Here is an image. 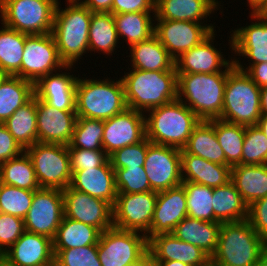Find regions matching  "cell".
Wrapping results in <instances>:
<instances>
[{
	"label": "cell",
	"mask_w": 267,
	"mask_h": 266,
	"mask_svg": "<svg viewBox=\"0 0 267 266\" xmlns=\"http://www.w3.org/2000/svg\"><path fill=\"white\" fill-rule=\"evenodd\" d=\"M65 9L58 2L52 35L65 65H72L89 53V28L92 12L79 0H66ZM60 5V6H59ZM85 53V54H84Z\"/></svg>",
	"instance_id": "obj_1"
},
{
	"label": "cell",
	"mask_w": 267,
	"mask_h": 266,
	"mask_svg": "<svg viewBox=\"0 0 267 266\" xmlns=\"http://www.w3.org/2000/svg\"><path fill=\"white\" fill-rule=\"evenodd\" d=\"M121 77L128 108L146 114L177 99V71H145L128 68ZM145 111V112H144Z\"/></svg>",
	"instance_id": "obj_2"
},
{
	"label": "cell",
	"mask_w": 267,
	"mask_h": 266,
	"mask_svg": "<svg viewBox=\"0 0 267 266\" xmlns=\"http://www.w3.org/2000/svg\"><path fill=\"white\" fill-rule=\"evenodd\" d=\"M267 250V242L248 220L222 223L211 266H254Z\"/></svg>",
	"instance_id": "obj_3"
},
{
	"label": "cell",
	"mask_w": 267,
	"mask_h": 266,
	"mask_svg": "<svg viewBox=\"0 0 267 266\" xmlns=\"http://www.w3.org/2000/svg\"><path fill=\"white\" fill-rule=\"evenodd\" d=\"M226 81L227 73L177 74V99L200 120L219 119L223 110Z\"/></svg>",
	"instance_id": "obj_4"
},
{
	"label": "cell",
	"mask_w": 267,
	"mask_h": 266,
	"mask_svg": "<svg viewBox=\"0 0 267 266\" xmlns=\"http://www.w3.org/2000/svg\"><path fill=\"white\" fill-rule=\"evenodd\" d=\"M79 78L76 83L77 117L107 120L123 111L128 106L122 79H87Z\"/></svg>",
	"instance_id": "obj_5"
},
{
	"label": "cell",
	"mask_w": 267,
	"mask_h": 266,
	"mask_svg": "<svg viewBox=\"0 0 267 266\" xmlns=\"http://www.w3.org/2000/svg\"><path fill=\"white\" fill-rule=\"evenodd\" d=\"M145 116L146 138L150 142L179 149L186 145L194 127L200 122L179 99L150 109Z\"/></svg>",
	"instance_id": "obj_6"
},
{
	"label": "cell",
	"mask_w": 267,
	"mask_h": 266,
	"mask_svg": "<svg viewBox=\"0 0 267 266\" xmlns=\"http://www.w3.org/2000/svg\"><path fill=\"white\" fill-rule=\"evenodd\" d=\"M261 117L260 88L234 65L228 68L223 110L219 119L243 126L256 125Z\"/></svg>",
	"instance_id": "obj_7"
},
{
	"label": "cell",
	"mask_w": 267,
	"mask_h": 266,
	"mask_svg": "<svg viewBox=\"0 0 267 266\" xmlns=\"http://www.w3.org/2000/svg\"><path fill=\"white\" fill-rule=\"evenodd\" d=\"M59 0H0L1 24L28 35L52 33Z\"/></svg>",
	"instance_id": "obj_8"
},
{
	"label": "cell",
	"mask_w": 267,
	"mask_h": 266,
	"mask_svg": "<svg viewBox=\"0 0 267 266\" xmlns=\"http://www.w3.org/2000/svg\"><path fill=\"white\" fill-rule=\"evenodd\" d=\"M25 152L32 161L40 188L63 190L70 186L72 173L68 146L36 142Z\"/></svg>",
	"instance_id": "obj_9"
},
{
	"label": "cell",
	"mask_w": 267,
	"mask_h": 266,
	"mask_svg": "<svg viewBox=\"0 0 267 266\" xmlns=\"http://www.w3.org/2000/svg\"><path fill=\"white\" fill-rule=\"evenodd\" d=\"M98 258L102 266H126L148 250L145 234L116 227L101 232Z\"/></svg>",
	"instance_id": "obj_10"
},
{
	"label": "cell",
	"mask_w": 267,
	"mask_h": 266,
	"mask_svg": "<svg viewBox=\"0 0 267 266\" xmlns=\"http://www.w3.org/2000/svg\"><path fill=\"white\" fill-rule=\"evenodd\" d=\"M52 33L27 35L20 68V77L34 84L45 75L64 70Z\"/></svg>",
	"instance_id": "obj_11"
},
{
	"label": "cell",
	"mask_w": 267,
	"mask_h": 266,
	"mask_svg": "<svg viewBox=\"0 0 267 266\" xmlns=\"http://www.w3.org/2000/svg\"><path fill=\"white\" fill-rule=\"evenodd\" d=\"M158 192L117 193L113 208V227L147 235L156 207Z\"/></svg>",
	"instance_id": "obj_12"
},
{
	"label": "cell",
	"mask_w": 267,
	"mask_h": 266,
	"mask_svg": "<svg viewBox=\"0 0 267 266\" xmlns=\"http://www.w3.org/2000/svg\"><path fill=\"white\" fill-rule=\"evenodd\" d=\"M64 217L63 192L60 189L35 190L31 207L24 217L25 230L55 238Z\"/></svg>",
	"instance_id": "obj_13"
},
{
	"label": "cell",
	"mask_w": 267,
	"mask_h": 266,
	"mask_svg": "<svg viewBox=\"0 0 267 266\" xmlns=\"http://www.w3.org/2000/svg\"><path fill=\"white\" fill-rule=\"evenodd\" d=\"M143 167L152 191L168 190L183 182L179 148L151 142Z\"/></svg>",
	"instance_id": "obj_14"
},
{
	"label": "cell",
	"mask_w": 267,
	"mask_h": 266,
	"mask_svg": "<svg viewBox=\"0 0 267 266\" xmlns=\"http://www.w3.org/2000/svg\"><path fill=\"white\" fill-rule=\"evenodd\" d=\"M154 23V34L174 60L201 43L215 30L212 23L208 25L178 20H155Z\"/></svg>",
	"instance_id": "obj_15"
},
{
	"label": "cell",
	"mask_w": 267,
	"mask_h": 266,
	"mask_svg": "<svg viewBox=\"0 0 267 266\" xmlns=\"http://www.w3.org/2000/svg\"><path fill=\"white\" fill-rule=\"evenodd\" d=\"M64 217L98 228L101 232L113 227L112 205L99 198L72 189L62 190Z\"/></svg>",
	"instance_id": "obj_16"
},
{
	"label": "cell",
	"mask_w": 267,
	"mask_h": 266,
	"mask_svg": "<svg viewBox=\"0 0 267 266\" xmlns=\"http://www.w3.org/2000/svg\"><path fill=\"white\" fill-rule=\"evenodd\" d=\"M145 113L127 108L104 120L103 150L109 156L123 147L137 144L146 138Z\"/></svg>",
	"instance_id": "obj_17"
},
{
	"label": "cell",
	"mask_w": 267,
	"mask_h": 266,
	"mask_svg": "<svg viewBox=\"0 0 267 266\" xmlns=\"http://www.w3.org/2000/svg\"><path fill=\"white\" fill-rule=\"evenodd\" d=\"M215 31L216 30L201 43L184 52L175 60L177 74L228 72V68L232 67L234 64L232 58H230L231 61L230 59H225L223 57L224 54H222L223 52L215 48Z\"/></svg>",
	"instance_id": "obj_18"
},
{
	"label": "cell",
	"mask_w": 267,
	"mask_h": 266,
	"mask_svg": "<svg viewBox=\"0 0 267 266\" xmlns=\"http://www.w3.org/2000/svg\"><path fill=\"white\" fill-rule=\"evenodd\" d=\"M64 69L66 72L60 69L59 73L42 76L34 84L35 96L58 110L75 111L78 77L67 72L71 71L72 65H66Z\"/></svg>",
	"instance_id": "obj_19"
},
{
	"label": "cell",
	"mask_w": 267,
	"mask_h": 266,
	"mask_svg": "<svg viewBox=\"0 0 267 266\" xmlns=\"http://www.w3.org/2000/svg\"><path fill=\"white\" fill-rule=\"evenodd\" d=\"M76 120V111L58 110L37 98L38 142L68 146Z\"/></svg>",
	"instance_id": "obj_20"
},
{
	"label": "cell",
	"mask_w": 267,
	"mask_h": 266,
	"mask_svg": "<svg viewBox=\"0 0 267 266\" xmlns=\"http://www.w3.org/2000/svg\"><path fill=\"white\" fill-rule=\"evenodd\" d=\"M187 217V200L184 186L158 192L156 207L147 240L158 234L172 233L173 229Z\"/></svg>",
	"instance_id": "obj_21"
},
{
	"label": "cell",
	"mask_w": 267,
	"mask_h": 266,
	"mask_svg": "<svg viewBox=\"0 0 267 266\" xmlns=\"http://www.w3.org/2000/svg\"><path fill=\"white\" fill-rule=\"evenodd\" d=\"M2 257L14 266H54L53 240L25 231Z\"/></svg>",
	"instance_id": "obj_22"
},
{
	"label": "cell",
	"mask_w": 267,
	"mask_h": 266,
	"mask_svg": "<svg viewBox=\"0 0 267 266\" xmlns=\"http://www.w3.org/2000/svg\"><path fill=\"white\" fill-rule=\"evenodd\" d=\"M250 25L232 30L229 45L233 54L246 57L249 65L267 62V20L250 14ZM257 21V22H256ZM231 38V39H230Z\"/></svg>",
	"instance_id": "obj_23"
},
{
	"label": "cell",
	"mask_w": 267,
	"mask_h": 266,
	"mask_svg": "<svg viewBox=\"0 0 267 266\" xmlns=\"http://www.w3.org/2000/svg\"><path fill=\"white\" fill-rule=\"evenodd\" d=\"M148 250L153 260H177L190 266H211V258L204 251L176 238L172 233L151 237Z\"/></svg>",
	"instance_id": "obj_24"
},
{
	"label": "cell",
	"mask_w": 267,
	"mask_h": 266,
	"mask_svg": "<svg viewBox=\"0 0 267 266\" xmlns=\"http://www.w3.org/2000/svg\"><path fill=\"white\" fill-rule=\"evenodd\" d=\"M70 187L114 205L117 197L115 172L109 158L99 167L72 173Z\"/></svg>",
	"instance_id": "obj_25"
},
{
	"label": "cell",
	"mask_w": 267,
	"mask_h": 266,
	"mask_svg": "<svg viewBox=\"0 0 267 266\" xmlns=\"http://www.w3.org/2000/svg\"><path fill=\"white\" fill-rule=\"evenodd\" d=\"M218 0H156L155 20L205 23L204 19L221 9ZM215 10V11H214ZM203 20V22H202Z\"/></svg>",
	"instance_id": "obj_26"
},
{
	"label": "cell",
	"mask_w": 267,
	"mask_h": 266,
	"mask_svg": "<svg viewBox=\"0 0 267 266\" xmlns=\"http://www.w3.org/2000/svg\"><path fill=\"white\" fill-rule=\"evenodd\" d=\"M182 180L205 185L220 187L231 181V169L228 165H221L207 161L199 156L188 154L181 149Z\"/></svg>",
	"instance_id": "obj_27"
},
{
	"label": "cell",
	"mask_w": 267,
	"mask_h": 266,
	"mask_svg": "<svg viewBox=\"0 0 267 266\" xmlns=\"http://www.w3.org/2000/svg\"><path fill=\"white\" fill-rule=\"evenodd\" d=\"M221 224L185 217L173 229L172 234L182 241L197 246L211 258L217 249Z\"/></svg>",
	"instance_id": "obj_28"
},
{
	"label": "cell",
	"mask_w": 267,
	"mask_h": 266,
	"mask_svg": "<svg viewBox=\"0 0 267 266\" xmlns=\"http://www.w3.org/2000/svg\"><path fill=\"white\" fill-rule=\"evenodd\" d=\"M131 68L145 71L176 70L175 60L154 34L130 47Z\"/></svg>",
	"instance_id": "obj_29"
},
{
	"label": "cell",
	"mask_w": 267,
	"mask_h": 266,
	"mask_svg": "<svg viewBox=\"0 0 267 266\" xmlns=\"http://www.w3.org/2000/svg\"><path fill=\"white\" fill-rule=\"evenodd\" d=\"M231 182L249 207L267 196V164L235 165L231 169Z\"/></svg>",
	"instance_id": "obj_30"
},
{
	"label": "cell",
	"mask_w": 267,
	"mask_h": 266,
	"mask_svg": "<svg viewBox=\"0 0 267 266\" xmlns=\"http://www.w3.org/2000/svg\"><path fill=\"white\" fill-rule=\"evenodd\" d=\"M182 149L188 154L199 156L207 161L226 165L224 151L216 138L213 119L200 120Z\"/></svg>",
	"instance_id": "obj_31"
},
{
	"label": "cell",
	"mask_w": 267,
	"mask_h": 266,
	"mask_svg": "<svg viewBox=\"0 0 267 266\" xmlns=\"http://www.w3.org/2000/svg\"><path fill=\"white\" fill-rule=\"evenodd\" d=\"M212 199L214 222L228 223L248 219V205L231 181L213 188Z\"/></svg>",
	"instance_id": "obj_32"
},
{
	"label": "cell",
	"mask_w": 267,
	"mask_h": 266,
	"mask_svg": "<svg viewBox=\"0 0 267 266\" xmlns=\"http://www.w3.org/2000/svg\"><path fill=\"white\" fill-rule=\"evenodd\" d=\"M4 124L24 150L38 142L37 97L18 108Z\"/></svg>",
	"instance_id": "obj_33"
},
{
	"label": "cell",
	"mask_w": 267,
	"mask_h": 266,
	"mask_svg": "<svg viewBox=\"0 0 267 266\" xmlns=\"http://www.w3.org/2000/svg\"><path fill=\"white\" fill-rule=\"evenodd\" d=\"M100 235L101 231L94 226L63 217L53 239V250L97 245Z\"/></svg>",
	"instance_id": "obj_34"
},
{
	"label": "cell",
	"mask_w": 267,
	"mask_h": 266,
	"mask_svg": "<svg viewBox=\"0 0 267 266\" xmlns=\"http://www.w3.org/2000/svg\"><path fill=\"white\" fill-rule=\"evenodd\" d=\"M153 15V16H152ZM134 12L114 14L115 27L118 37L125 40L127 45L132 46L147 40L155 31V13Z\"/></svg>",
	"instance_id": "obj_35"
},
{
	"label": "cell",
	"mask_w": 267,
	"mask_h": 266,
	"mask_svg": "<svg viewBox=\"0 0 267 266\" xmlns=\"http://www.w3.org/2000/svg\"><path fill=\"white\" fill-rule=\"evenodd\" d=\"M112 13L92 12L89 28V52L112 55L119 43Z\"/></svg>",
	"instance_id": "obj_36"
},
{
	"label": "cell",
	"mask_w": 267,
	"mask_h": 266,
	"mask_svg": "<svg viewBox=\"0 0 267 266\" xmlns=\"http://www.w3.org/2000/svg\"><path fill=\"white\" fill-rule=\"evenodd\" d=\"M34 83L19 76H10L0 85V123L5 121L33 96Z\"/></svg>",
	"instance_id": "obj_37"
},
{
	"label": "cell",
	"mask_w": 267,
	"mask_h": 266,
	"mask_svg": "<svg viewBox=\"0 0 267 266\" xmlns=\"http://www.w3.org/2000/svg\"><path fill=\"white\" fill-rule=\"evenodd\" d=\"M0 182L30 191L40 188L32 161L25 151L0 165Z\"/></svg>",
	"instance_id": "obj_38"
},
{
	"label": "cell",
	"mask_w": 267,
	"mask_h": 266,
	"mask_svg": "<svg viewBox=\"0 0 267 266\" xmlns=\"http://www.w3.org/2000/svg\"><path fill=\"white\" fill-rule=\"evenodd\" d=\"M0 29V68L10 76L20 77L24 44L28 34L5 25Z\"/></svg>",
	"instance_id": "obj_39"
},
{
	"label": "cell",
	"mask_w": 267,
	"mask_h": 266,
	"mask_svg": "<svg viewBox=\"0 0 267 266\" xmlns=\"http://www.w3.org/2000/svg\"><path fill=\"white\" fill-rule=\"evenodd\" d=\"M213 127L218 143L224 151L226 165L230 167L241 165L246 126L213 119Z\"/></svg>",
	"instance_id": "obj_40"
},
{
	"label": "cell",
	"mask_w": 267,
	"mask_h": 266,
	"mask_svg": "<svg viewBox=\"0 0 267 266\" xmlns=\"http://www.w3.org/2000/svg\"><path fill=\"white\" fill-rule=\"evenodd\" d=\"M187 200V217L214 222L213 188L183 181Z\"/></svg>",
	"instance_id": "obj_41"
},
{
	"label": "cell",
	"mask_w": 267,
	"mask_h": 266,
	"mask_svg": "<svg viewBox=\"0 0 267 266\" xmlns=\"http://www.w3.org/2000/svg\"><path fill=\"white\" fill-rule=\"evenodd\" d=\"M104 120L77 117L68 148L103 150Z\"/></svg>",
	"instance_id": "obj_42"
},
{
	"label": "cell",
	"mask_w": 267,
	"mask_h": 266,
	"mask_svg": "<svg viewBox=\"0 0 267 266\" xmlns=\"http://www.w3.org/2000/svg\"><path fill=\"white\" fill-rule=\"evenodd\" d=\"M34 192L0 182V212L24 219L31 207Z\"/></svg>",
	"instance_id": "obj_43"
},
{
	"label": "cell",
	"mask_w": 267,
	"mask_h": 266,
	"mask_svg": "<svg viewBox=\"0 0 267 266\" xmlns=\"http://www.w3.org/2000/svg\"><path fill=\"white\" fill-rule=\"evenodd\" d=\"M241 164H267V137L257 125L246 126Z\"/></svg>",
	"instance_id": "obj_44"
},
{
	"label": "cell",
	"mask_w": 267,
	"mask_h": 266,
	"mask_svg": "<svg viewBox=\"0 0 267 266\" xmlns=\"http://www.w3.org/2000/svg\"><path fill=\"white\" fill-rule=\"evenodd\" d=\"M117 193H144L152 191L144 167L114 169Z\"/></svg>",
	"instance_id": "obj_45"
},
{
	"label": "cell",
	"mask_w": 267,
	"mask_h": 266,
	"mask_svg": "<svg viewBox=\"0 0 267 266\" xmlns=\"http://www.w3.org/2000/svg\"><path fill=\"white\" fill-rule=\"evenodd\" d=\"M54 251V266H102L97 245Z\"/></svg>",
	"instance_id": "obj_46"
},
{
	"label": "cell",
	"mask_w": 267,
	"mask_h": 266,
	"mask_svg": "<svg viewBox=\"0 0 267 266\" xmlns=\"http://www.w3.org/2000/svg\"><path fill=\"white\" fill-rule=\"evenodd\" d=\"M150 143L151 142L145 138L137 144L129 145L114 151L108 156L112 168L143 167Z\"/></svg>",
	"instance_id": "obj_47"
},
{
	"label": "cell",
	"mask_w": 267,
	"mask_h": 266,
	"mask_svg": "<svg viewBox=\"0 0 267 266\" xmlns=\"http://www.w3.org/2000/svg\"><path fill=\"white\" fill-rule=\"evenodd\" d=\"M25 231L23 219L0 212V256H2Z\"/></svg>",
	"instance_id": "obj_48"
},
{
	"label": "cell",
	"mask_w": 267,
	"mask_h": 266,
	"mask_svg": "<svg viewBox=\"0 0 267 266\" xmlns=\"http://www.w3.org/2000/svg\"><path fill=\"white\" fill-rule=\"evenodd\" d=\"M71 173L101 166L109 157L104 150L68 148Z\"/></svg>",
	"instance_id": "obj_49"
},
{
	"label": "cell",
	"mask_w": 267,
	"mask_h": 266,
	"mask_svg": "<svg viewBox=\"0 0 267 266\" xmlns=\"http://www.w3.org/2000/svg\"><path fill=\"white\" fill-rule=\"evenodd\" d=\"M254 230L267 242V196L248 207V219Z\"/></svg>",
	"instance_id": "obj_50"
},
{
	"label": "cell",
	"mask_w": 267,
	"mask_h": 266,
	"mask_svg": "<svg viewBox=\"0 0 267 266\" xmlns=\"http://www.w3.org/2000/svg\"><path fill=\"white\" fill-rule=\"evenodd\" d=\"M25 150L18 144L4 123H0V165L16 158Z\"/></svg>",
	"instance_id": "obj_51"
},
{
	"label": "cell",
	"mask_w": 267,
	"mask_h": 266,
	"mask_svg": "<svg viewBox=\"0 0 267 266\" xmlns=\"http://www.w3.org/2000/svg\"><path fill=\"white\" fill-rule=\"evenodd\" d=\"M156 0H113L111 13H155Z\"/></svg>",
	"instance_id": "obj_52"
},
{
	"label": "cell",
	"mask_w": 267,
	"mask_h": 266,
	"mask_svg": "<svg viewBox=\"0 0 267 266\" xmlns=\"http://www.w3.org/2000/svg\"><path fill=\"white\" fill-rule=\"evenodd\" d=\"M232 61L234 66L244 71L259 88L267 86V62L249 65L245 68L235 57Z\"/></svg>",
	"instance_id": "obj_53"
},
{
	"label": "cell",
	"mask_w": 267,
	"mask_h": 266,
	"mask_svg": "<svg viewBox=\"0 0 267 266\" xmlns=\"http://www.w3.org/2000/svg\"><path fill=\"white\" fill-rule=\"evenodd\" d=\"M91 12L111 13L113 0H79Z\"/></svg>",
	"instance_id": "obj_54"
},
{
	"label": "cell",
	"mask_w": 267,
	"mask_h": 266,
	"mask_svg": "<svg viewBox=\"0 0 267 266\" xmlns=\"http://www.w3.org/2000/svg\"><path fill=\"white\" fill-rule=\"evenodd\" d=\"M154 264L153 257L149 250H147L140 258L136 261L129 263L126 266H152Z\"/></svg>",
	"instance_id": "obj_55"
},
{
	"label": "cell",
	"mask_w": 267,
	"mask_h": 266,
	"mask_svg": "<svg viewBox=\"0 0 267 266\" xmlns=\"http://www.w3.org/2000/svg\"><path fill=\"white\" fill-rule=\"evenodd\" d=\"M258 18L267 20V0H262L252 11Z\"/></svg>",
	"instance_id": "obj_56"
},
{
	"label": "cell",
	"mask_w": 267,
	"mask_h": 266,
	"mask_svg": "<svg viewBox=\"0 0 267 266\" xmlns=\"http://www.w3.org/2000/svg\"><path fill=\"white\" fill-rule=\"evenodd\" d=\"M261 115H267V86L260 88Z\"/></svg>",
	"instance_id": "obj_57"
},
{
	"label": "cell",
	"mask_w": 267,
	"mask_h": 266,
	"mask_svg": "<svg viewBox=\"0 0 267 266\" xmlns=\"http://www.w3.org/2000/svg\"><path fill=\"white\" fill-rule=\"evenodd\" d=\"M155 264H157L158 266H190L186 263L177 261V260H172V261H168V260H153Z\"/></svg>",
	"instance_id": "obj_58"
},
{
	"label": "cell",
	"mask_w": 267,
	"mask_h": 266,
	"mask_svg": "<svg viewBox=\"0 0 267 266\" xmlns=\"http://www.w3.org/2000/svg\"><path fill=\"white\" fill-rule=\"evenodd\" d=\"M256 125L267 137V115H261Z\"/></svg>",
	"instance_id": "obj_59"
},
{
	"label": "cell",
	"mask_w": 267,
	"mask_h": 266,
	"mask_svg": "<svg viewBox=\"0 0 267 266\" xmlns=\"http://www.w3.org/2000/svg\"><path fill=\"white\" fill-rule=\"evenodd\" d=\"M254 266H267V250L260 256L258 262Z\"/></svg>",
	"instance_id": "obj_60"
},
{
	"label": "cell",
	"mask_w": 267,
	"mask_h": 266,
	"mask_svg": "<svg viewBox=\"0 0 267 266\" xmlns=\"http://www.w3.org/2000/svg\"><path fill=\"white\" fill-rule=\"evenodd\" d=\"M9 77V75L0 68V85Z\"/></svg>",
	"instance_id": "obj_61"
},
{
	"label": "cell",
	"mask_w": 267,
	"mask_h": 266,
	"mask_svg": "<svg viewBox=\"0 0 267 266\" xmlns=\"http://www.w3.org/2000/svg\"><path fill=\"white\" fill-rule=\"evenodd\" d=\"M262 0H249V7L251 11L261 2Z\"/></svg>",
	"instance_id": "obj_62"
},
{
	"label": "cell",
	"mask_w": 267,
	"mask_h": 266,
	"mask_svg": "<svg viewBox=\"0 0 267 266\" xmlns=\"http://www.w3.org/2000/svg\"><path fill=\"white\" fill-rule=\"evenodd\" d=\"M0 266H14V265L10 264L6 259L0 256Z\"/></svg>",
	"instance_id": "obj_63"
}]
</instances>
